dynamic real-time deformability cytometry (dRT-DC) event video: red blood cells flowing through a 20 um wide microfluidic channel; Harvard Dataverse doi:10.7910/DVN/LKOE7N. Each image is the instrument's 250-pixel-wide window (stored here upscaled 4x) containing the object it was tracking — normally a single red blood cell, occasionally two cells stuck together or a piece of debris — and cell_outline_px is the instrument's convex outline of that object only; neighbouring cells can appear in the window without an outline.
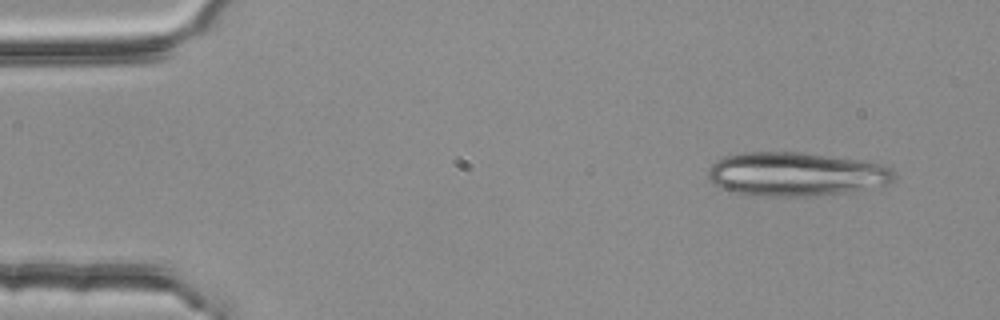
{"species": "common noctule bat (a hibernating species)", "species_latin": "Nyctalus noctula", "temperature_condition": "room temperature", "stored_images_in_passage": 3, "camera_frame_rate_fps": 3000, "um_per_image_px": 0.085, "animal": {"sex": "female", "body_mass_g": 25.1}, "frame": {"image": 1, "passage_image": 1, "time_ms": 0.0, "image_size_px": [1000, 320], "cell_outline_px": [[892, 184], [844, 192], [812, 196], [748, 196], [732, 192], [720, 188], [712, 184], [708, 180], [708, 168], [716, 160], [724, 156], [740, 152], [796, 152], [864, 160], [884, 164], [892, 168]], "centroid_in_image_um": [67.59, 14.8], "position_along_channel_um": 17.4, "area_um2": 48.03}}